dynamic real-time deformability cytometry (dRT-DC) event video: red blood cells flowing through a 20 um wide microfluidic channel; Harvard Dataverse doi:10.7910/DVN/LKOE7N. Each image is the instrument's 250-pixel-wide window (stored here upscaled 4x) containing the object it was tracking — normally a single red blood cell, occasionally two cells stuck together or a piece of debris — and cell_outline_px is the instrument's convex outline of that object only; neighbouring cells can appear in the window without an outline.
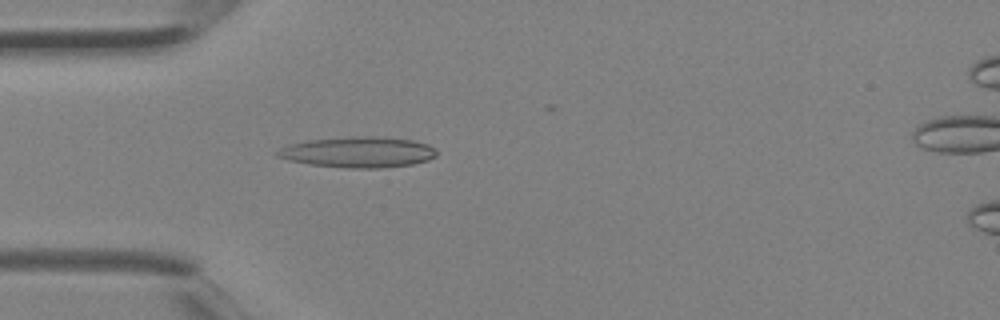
{"species": "Egyptian fruit bat (a non-hibernating species)", "species_latin": "Rousettus aegyptiacus", "temperature_condition": "room temperature", "stored_images_in_passage": 4, "camera_frame_rate_fps": 3000, "um_per_image_px": 0.085, "animal": {"sex": "female"}, "frame": {"image": 1, "passage_image": 3, "time_ms": 0.667, "image_size_px": [1000, 320], "cell_outline_px": [[436, 156], [428, 160], [412, 164], [380, 168], [348, 168], [308, 164], [288, 160], [276, 156], [276, 152], [280, 148], [288, 144], [308, 140], [356, 136], [376, 136], [412, 140], [428, 144], [436, 148]], "centroid_in_image_um": [30.44, 12.93], "position_along_channel_um": 54.6, "area_um2": 28.61}}